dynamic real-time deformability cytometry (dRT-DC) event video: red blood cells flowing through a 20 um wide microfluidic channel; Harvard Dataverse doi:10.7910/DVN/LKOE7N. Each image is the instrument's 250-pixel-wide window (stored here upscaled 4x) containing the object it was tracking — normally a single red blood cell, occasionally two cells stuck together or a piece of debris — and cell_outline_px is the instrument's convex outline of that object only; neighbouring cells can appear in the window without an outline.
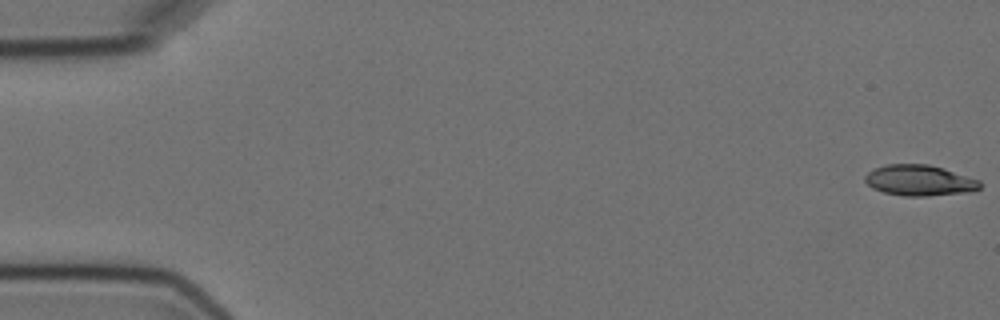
{"species": "Egyptian fruit bat (a non-hibernating species)", "species_latin": "Rousettus aegyptiacus", "temperature_condition": "cold", "stored_images_in_passage": 4, "camera_frame_rate_fps": 3000, "um_per_image_px": 0.085, "animal": {"sex": "female"}, "frame": {"image": 1, "passage_image": 1, "time_ms": 0.0, "image_size_px": [1000, 320], "cell_outline_px": [[980, 188], [968, 192], [928, 196], [904, 196], [884, 192], [872, 188], [864, 180], [864, 176], [868, 172], [876, 168], [888, 164], [928, 164], [944, 168], [980, 180]], "centroid_in_image_um": [78.15, 15.33], "position_along_channel_um": 6.8, "area_um2": 20.58}}
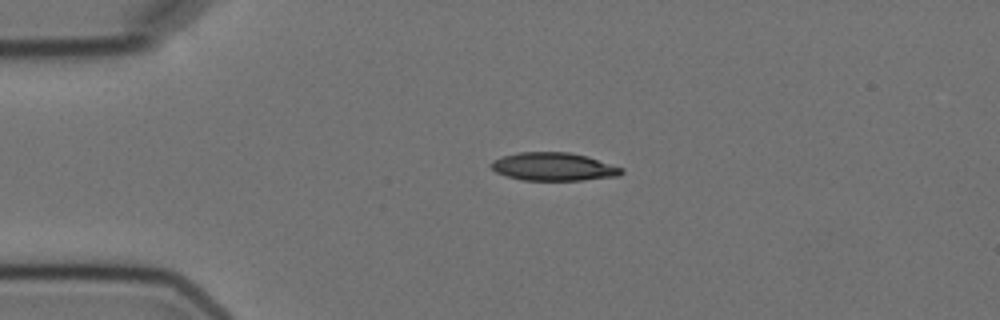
{"frame": {"image": 2, "passage_image": 3, "time_ms": 4.0, "image_size_px": [1000, 320], "cell_outline_px": [[624, 172], [620, 176], [584, 180], [520, 180], [496, 172], [488, 164], [492, 160], [516, 152], [568, 152], [588, 156], [624, 168]], "centroid_in_image_um": [47.08, 14.17], "position_along_channel_um": 37.9, "area_um2": 21.56}}